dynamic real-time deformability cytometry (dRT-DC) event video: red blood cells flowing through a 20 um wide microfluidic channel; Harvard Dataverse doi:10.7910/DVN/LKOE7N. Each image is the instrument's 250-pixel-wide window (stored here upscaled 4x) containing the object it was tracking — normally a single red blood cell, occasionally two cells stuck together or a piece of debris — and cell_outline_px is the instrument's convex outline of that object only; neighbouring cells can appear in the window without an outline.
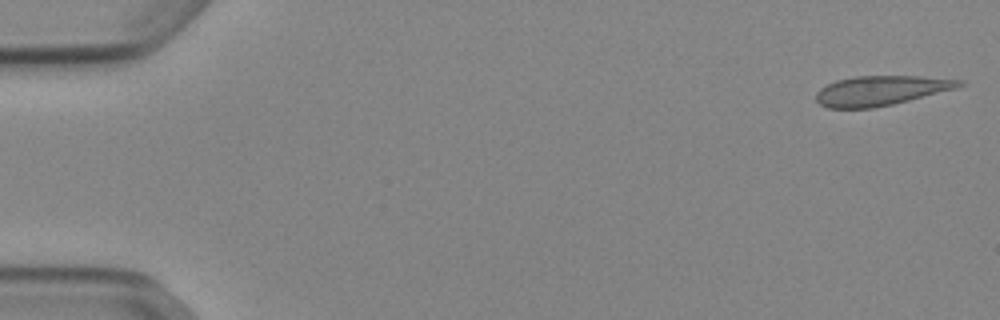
{"species": "Egyptian fruit bat (a non-hibernating species)", "species_latin": "Rousettus aegyptiacus", "temperature_condition": "cold", "stored_images_in_passage": 51, "camera_frame_rate_fps": 3000, "um_per_image_px": 0.085, "animal": {"sex": "female"}, "frame": {"image": 1, "passage_image": 1, "time_ms": 0.0, "image_size_px": [1000, 320], "cell_outline_px": [[968, 84], [956, 88], [892, 104], [872, 108], [828, 108], [820, 104], [816, 100], [816, 92], [820, 88], [836, 80], [852, 76], [916, 76], [964, 80]], "centroid_in_image_um": [74.86, 7.69], "position_along_channel_um": 10.1, "area_um2": 24.68}}
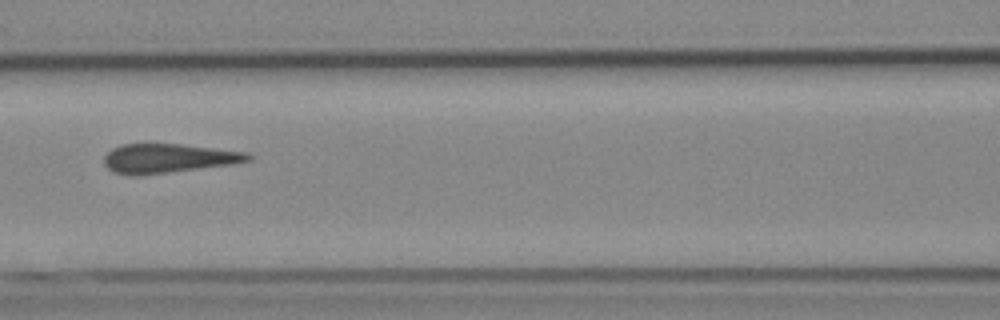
{"frame": {"image": 2, "passage_image": 23, "time_ms": 7.333, "image_size_px": [1000, 320], "cell_outline_px": [[252, 160], [232, 164], [140, 176], [132, 176], [112, 172], [104, 164], [104, 156], [112, 148], [124, 144], [180, 144], [248, 152], [252, 156]], "centroid_in_image_um": [14.29, 13.47], "position_along_channel_um": 152.3, "area_um2": 24.57}}
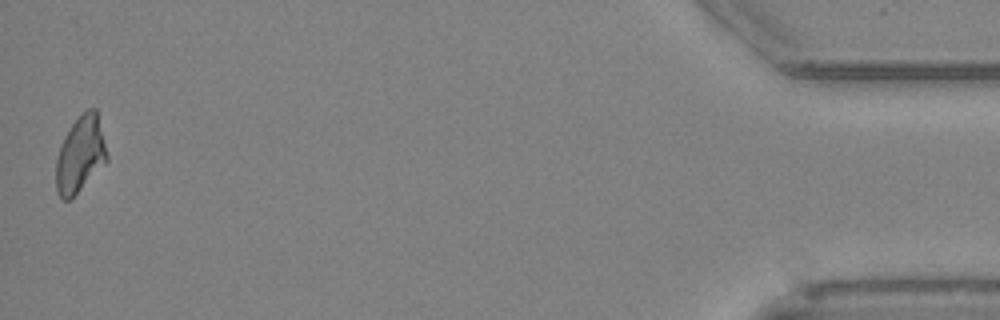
{"frame": {"image": 3, "passage_image": 51, "time_ms": 16.667, "image_size_px": [1000, 320], "cell_outline_px": [[108, 160], [68, 200], [64, 200], [56, 192], [56, 160], [64, 136], [72, 124], [88, 108], [96, 108], [108, 156]], "centroid_in_image_um": [6.82, 13.11], "position_along_channel_um": 428.4, "area_um2": 21.96}}